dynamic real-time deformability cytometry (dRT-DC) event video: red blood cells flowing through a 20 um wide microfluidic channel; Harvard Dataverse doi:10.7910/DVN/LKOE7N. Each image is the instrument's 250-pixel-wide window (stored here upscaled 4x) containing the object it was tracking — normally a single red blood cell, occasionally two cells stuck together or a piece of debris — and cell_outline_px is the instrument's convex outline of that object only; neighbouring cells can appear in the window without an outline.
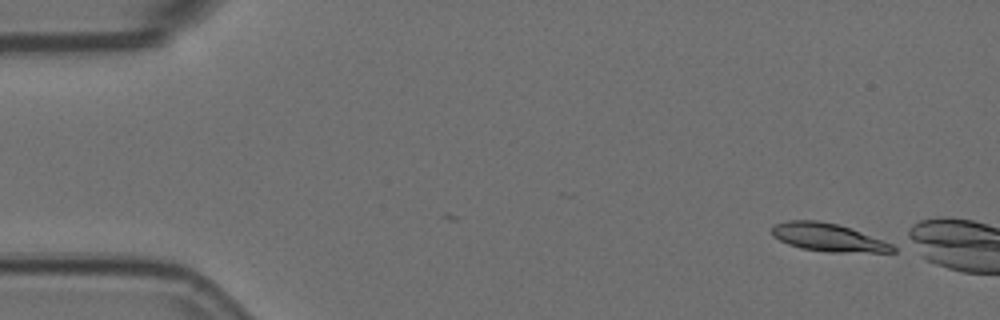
{"species": "Egyptian fruit bat (a non-hibernating species)", "species_latin": "Rousettus aegyptiacus", "temperature_condition": "room temperature", "stored_images_in_passage": 4, "camera_frame_rate_fps": 3000, "um_per_image_px": 0.085, "animal": {"sex": "female"}, "frame": {"image": 1, "passage_image": 1, "time_ms": 0.0, "image_size_px": [1000, 320], "cell_outline_px": [[896, 252], [828, 252], [800, 248], [788, 244], [772, 236], [772, 228], [776, 224], [788, 220], [816, 220], [836, 224], [860, 232], [892, 244], [896, 248]], "centroid_in_image_um": [70.36, 20.19], "position_along_channel_um": 14.6, "area_um2": 19.42}}